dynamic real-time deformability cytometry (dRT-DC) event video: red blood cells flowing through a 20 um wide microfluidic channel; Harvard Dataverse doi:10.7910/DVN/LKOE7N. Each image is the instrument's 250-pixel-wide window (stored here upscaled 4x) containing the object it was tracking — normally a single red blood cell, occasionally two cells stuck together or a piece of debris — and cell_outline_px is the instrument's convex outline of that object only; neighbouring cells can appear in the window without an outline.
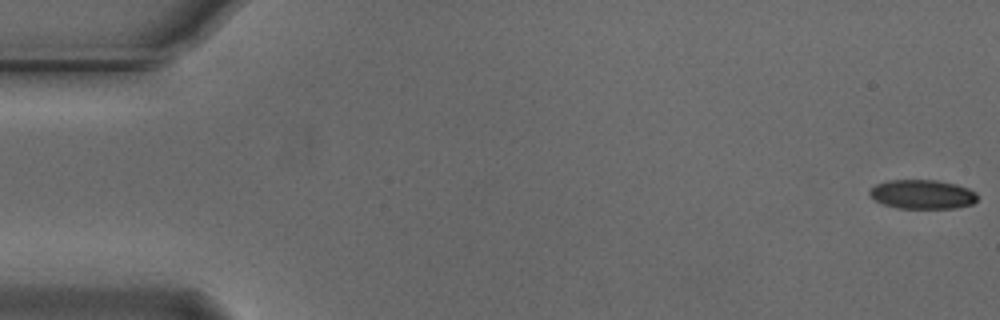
{"species": "Egyptian fruit bat (a non-hibernating species)", "species_latin": "Rousettus aegyptiacus", "temperature_condition": "cold", "stored_images_in_passage": 55, "camera_frame_rate_fps": 3000, "um_per_image_px": 0.085, "animal": {"sex": "male"}, "frame": {"image": 1, "passage_image": 1, "time_ms": 0.0, "image_size_px": [1000, 320], "cell_outline_px": [[976, 200], [972, 204], [956, 208], [896, 208], [884, 204], [868, 196], [868, 192], [876, 184], [888, 180], [936, 180], [956, 184], [968, 188], [976, 192]], "centroid_in_image_um": [78.38, 16.51], "position_along_channel_um": 6.6, "area_um2": 18.32}}
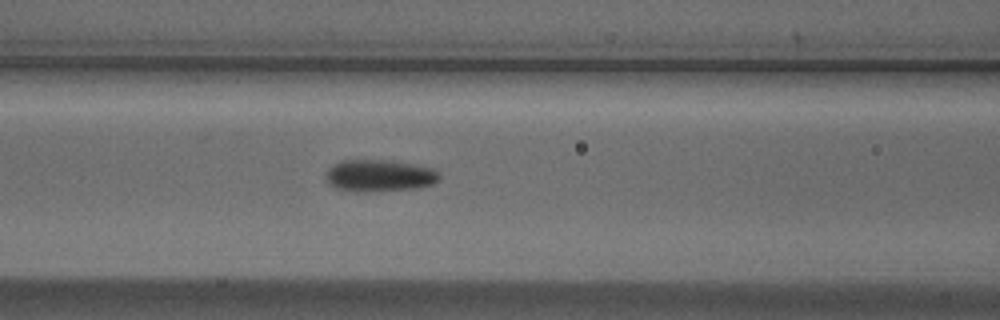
{"frame": {"image": 2, "passage_image": 23, "time_ms": 7.333, "image_size_px": [1000, 320], "cell_outline_px": [[440, 180], [432, 184], [420, 188], [364, 192], [356, 192], [336, 188], [328, 180], [328, 168], [332, 164], [340, 160], [388, 160], [412, 164], [432, 168], [440, 176]], "centroid_in_image_um": [32.27, 14.93], "position_along_channel_um": 134.3, "area_um2": 21.04}}
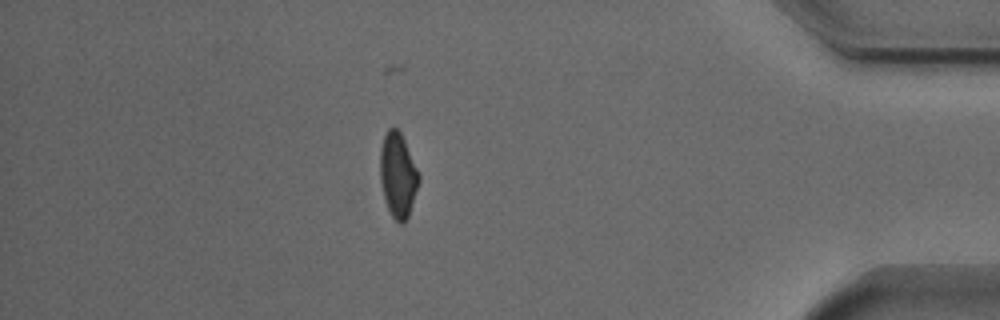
{"frame": {"image": 3, "passage_image": 48, "time_ms": 15.667, "image_size_px": [1000, 320], "cell_outline_px": [[420, 180], [408, 216], [404, 224], [400, 224], [392, 216], [384, 200], [380, 180], [380, 148], [384, 136], [388, 128], [396, 128], [400, 132], [404, 140], [420, 176]], "centroid_in_image_um": [33.81, 14.9], "position_along_channel_um": 401.4, "area_um2": 18.96}, "authors_computed_cell_mechanics": {"area_um2": 19.4208, "velocity_mm_per_s": 3.7314, "shape_relaxation_time_tau1_ms": 5.1751, "shape_relaxation_time_tau2_ms": 3.695, "deformation_change_tau1": 0.1284, "deformation_change_tau2": 0.1038}}